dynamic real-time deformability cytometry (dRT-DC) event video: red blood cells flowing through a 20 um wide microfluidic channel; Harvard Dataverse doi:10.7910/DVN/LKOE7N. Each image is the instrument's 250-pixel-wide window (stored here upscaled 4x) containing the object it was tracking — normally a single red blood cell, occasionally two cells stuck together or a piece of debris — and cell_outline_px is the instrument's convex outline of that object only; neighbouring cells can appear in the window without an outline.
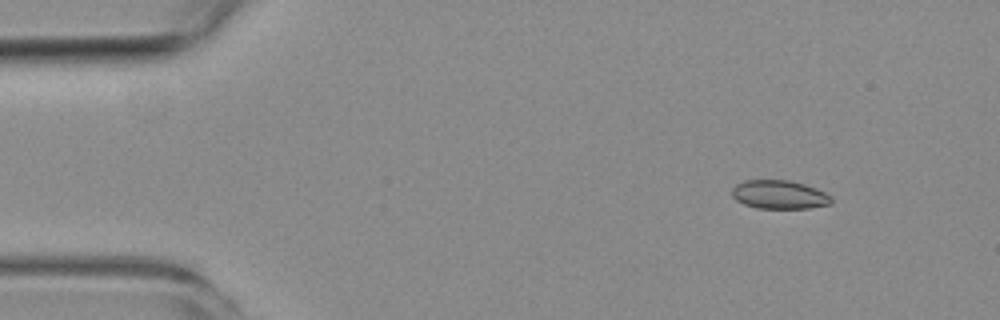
{"species": "common noctule bat (a hibernating species)", "species_latin": "Nyctalus noctula", "temperature_condition": "room temperature", "stored_images_in_passage": 5, "camera_frame_rate_fps": 3000, "um_per_image_px": 0.085, "animal": {"sex": "female", "body_mass_g": 19.3, "forearm_length_mm": 54.1}, "frame": {"image": 1, "passage_image": 2, "time_ms": 1.0, "image_size_px": [1000, 320], "cell_outline_px": [[832, 204], [808, 208], [756, 208], [744, 204], [736, 200], [732, 196], [732, 188], [736, 184], [744, 180], [788, 180], [804, 184], [816, 188], [832, 196]], "centroid_in_image_um": [66.24, 16.54], "position_along_channel_um": 18.8, "area_um2": 16.65}}
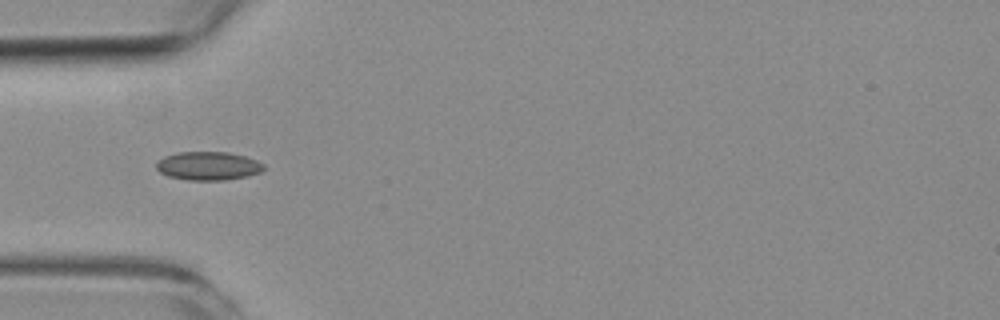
{"frame": {"image": 2, "passage_image": 5, "time_ms": 4.667, "image_size_px": [1000, 320], "cell_outline_px": [[264, 172], [248, 176], [224, 180], [188, 180], [168, 176], [160, 172], [156, 168], [156, 164], [164, 156], [176, 152], [228, 152], [244, 156], [256, 160], [264, 164]], "centroid_in_image_um": [17.72, 14.1], "position_along_channel_um": 67.3, "area_um2": 17.92}}